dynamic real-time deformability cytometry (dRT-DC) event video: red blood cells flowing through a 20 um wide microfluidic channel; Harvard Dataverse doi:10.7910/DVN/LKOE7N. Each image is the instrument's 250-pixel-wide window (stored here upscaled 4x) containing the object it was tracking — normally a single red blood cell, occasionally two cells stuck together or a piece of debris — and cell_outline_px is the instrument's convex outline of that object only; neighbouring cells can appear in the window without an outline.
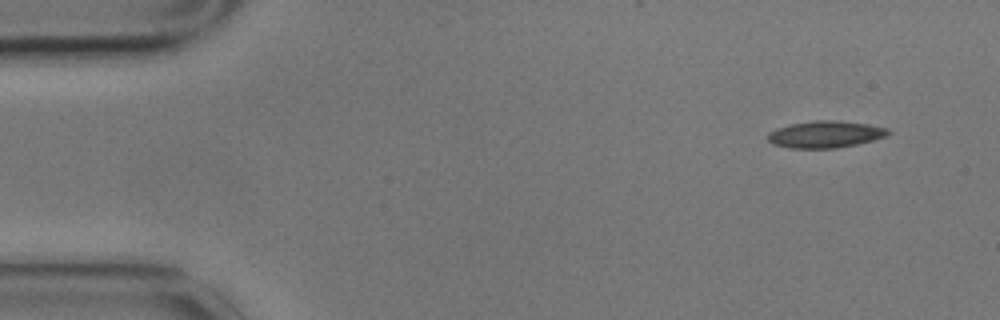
{"species": "common noctule bat (a hibernating species)", "species_latin": "Nyctalus noctula", "temperature_condition": "cold", "stored_images_in_passage": 4, "camera_frame_rate_fps": 3000, "um_per_image_px": 0.085, "animal": {"sex": "male", "body_mass_g": 17.9}, "frame": {"image": 1, "passage_image": 1, "time_ms": 0.0, "image_size_px": [1000, 320], "cell_outline_px": [[892, 132], [888, 136], [856, 144], [836, 148], [792, 148], [772, 144], [768, 140], [768, 132], [776, 128], [792, 124], [812, 120], [840, 120], [868, 124], [888, 128]], "centroid_in_image_um": [70.18, 11.41], "position_along_channel_um": 14.8, "area_um2": 18.96}}
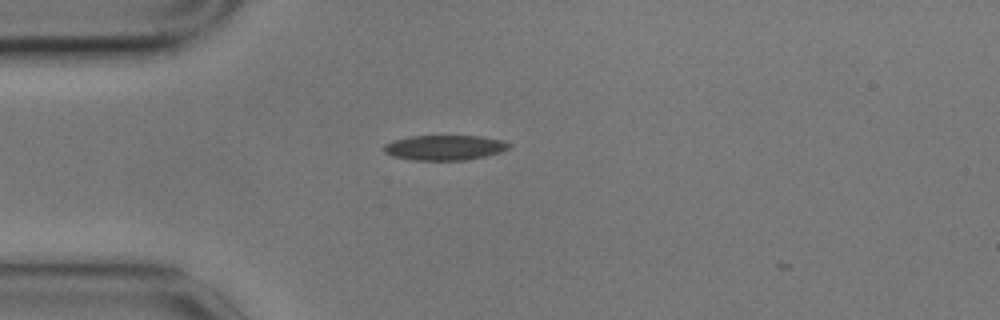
{"frame": {"image": 2, "passage_image": 3, "time_ms": 0.667, "image_size_px": [1000, 320], "cell_outline_px": [[512, 144], [508, 148], [500, 152], [484, 156], [464, 160], [412, 160], [392, 156], [384, 152], [384, 144], [392, 140], [408, 136], [480, 136], [504, 140]], "centroid_in_image_um": [37.77, 12.54], "position_along_channel_um": 47.2, "area_um2": 18.32}}